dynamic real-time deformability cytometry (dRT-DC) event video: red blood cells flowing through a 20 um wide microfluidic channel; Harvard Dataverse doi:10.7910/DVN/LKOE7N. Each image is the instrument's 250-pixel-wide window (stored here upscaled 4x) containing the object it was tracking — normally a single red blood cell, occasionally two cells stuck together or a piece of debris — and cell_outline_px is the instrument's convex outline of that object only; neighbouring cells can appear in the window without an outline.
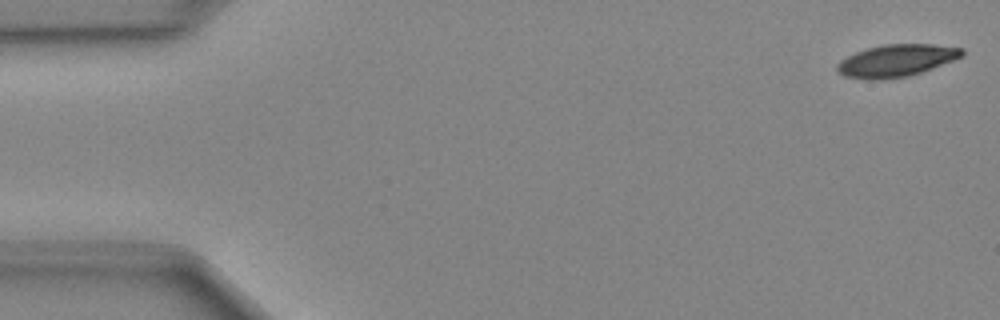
{"species": "Egyptian fruit bat (a non-hibernating species)", "species_latin": "Rousettus aegyptiacus", "temperature_condition": "cold", "stored_images_in_passage": 3, "camera_frame_rate_fps": 3000, "um_per_image_px": 0.085, "animal": {"sex": "female"}, "frame": {"image": 1, "passage_image": 1, "time_ms": 0.0, "image_size_px": [1000, 320], "cell_outline_px": [[964, 56], [932, 68], [908, 76], [876, 80], [872, 80], [844, 76], [836, 68], [836, 64], [840, 60], [856, 52], [868, 48], [884, 44], [932, 44], [964, 48]], "centroid_in_image_um": [76.2, 5.14], "position_along_channel_um": 8.8, "area_um2": 23.29}}